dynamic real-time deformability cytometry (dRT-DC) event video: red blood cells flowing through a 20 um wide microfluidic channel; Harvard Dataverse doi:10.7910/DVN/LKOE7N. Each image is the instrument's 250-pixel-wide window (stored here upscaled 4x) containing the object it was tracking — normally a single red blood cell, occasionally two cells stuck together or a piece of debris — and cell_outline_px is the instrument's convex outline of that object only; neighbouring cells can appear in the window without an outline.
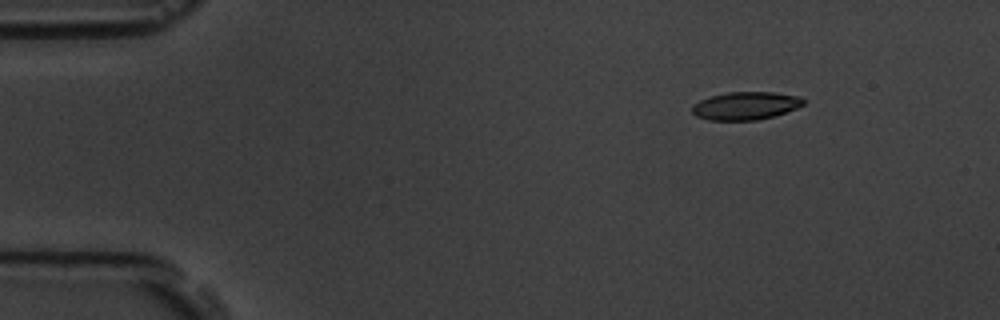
{"species": "common noctule bat (a hibernating species)", "species_latin": "Nyctalus noctula", "temperature_condition": "room temperature", "stored_images_in_passage": 11, "camera_frame_rate_fps": 3000, "um_per_image_px": 0.085, "animal": {"sex": "male", "body_mass_g": 19.5, "forearm_length_mm": 54.6}, "frame": {"image": 1, "passage_image": 2, "time_ms": 2.0, "image_size_px": [1000, 320], "cell_outline_px": [[804, 104], [796, 108], [772, 116], [756, 120], [708, 120], [696, 116], [692, 112], [692, 104], [700, 100], [712, 96], [728, 92], [776, 92], [800, 96], [804, 100]], "centroid_in_image_um": [63.36, 8.98], "position_along_channel_um": 21.6, "area_um2": 18.03}}
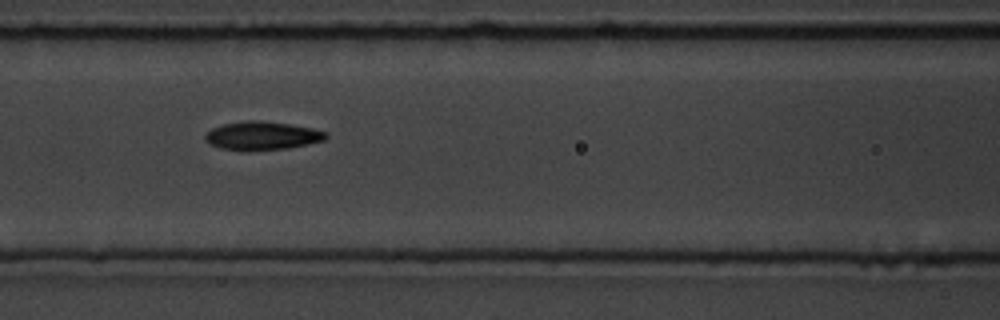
{"frame": {"image": 2, "passage_image": 7, "time_ms": 7.667, "image_size_px": [1000, 320], "cell_outline_px": [[328, 136], [324, 140], [308, 144], [288, 148], [252, 152], [240, 152], [220, 148], [208, 144], [204, 140], [204, 136], [212, 128], [224, 124], [248, 120], [260, 120], [288, 124], [312, 128], [328, 132]], "centroid_in_image_um": [22.25, 11.57], "position_along_channel_um": 144.4, "area_um2": 20.46}}
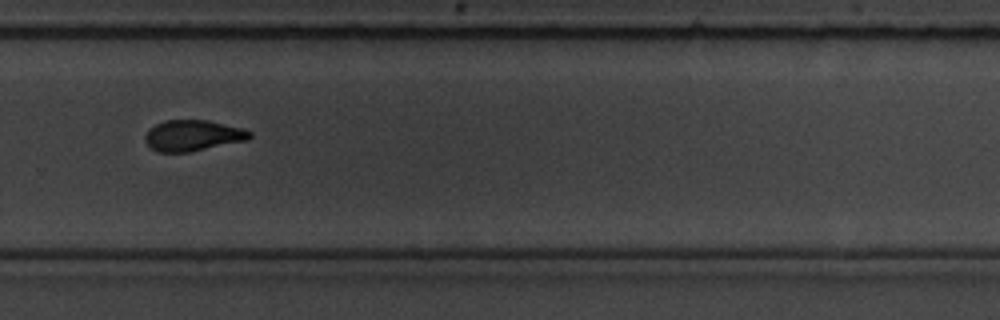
{"frame": {"image": 3, "passage_image": 11, "time_ms": 12.333, "image_size_px": [1000, 320], "cell_outline_px": [[252, 136], [248, 140], [192, 152], [156, 152], [144, 140], [144, 136], [156, 124], [164, 120], [208, 120], [240, 128], [252, 132]], "centroid_in_image_um": [16.4, 11.53], "position_along_channel_um": 313.4, "area_um2": 18.84}}